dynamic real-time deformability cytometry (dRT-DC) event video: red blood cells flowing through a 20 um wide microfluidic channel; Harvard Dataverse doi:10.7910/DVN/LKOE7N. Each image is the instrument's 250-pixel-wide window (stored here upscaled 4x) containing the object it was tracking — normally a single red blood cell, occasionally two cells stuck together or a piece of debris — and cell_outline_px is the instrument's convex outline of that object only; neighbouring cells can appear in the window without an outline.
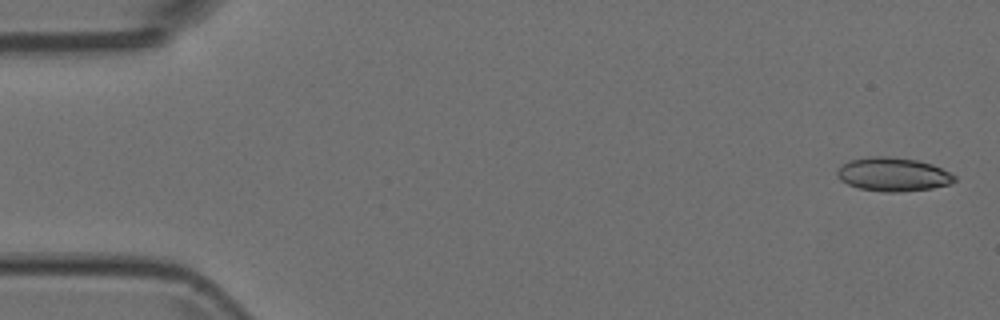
{"species": "Egyptian fruit bat (a non-hibernating species)", "species_latin": "Rousettus aegyptiacus", "temperature_condition": "room temperature", "stored_images_in_passage": 6, "camera_frame_rate_fps": 3000, "um_per_image_px": 0.085, "animal": {"sex": "female"}, "frame": {"image": 1, "passage_image": 1, "time_ms": 0.0, "image_size_px": [1000, 320], "cell_outline_px": [[956, 180], [952, 184], [932, 188], [896, 192], [880, 192], [860, 188], [848, 184], [840, 180], [836, 176], [836, 172], [848, 160], [872, 156], [888, 156], [916, 160], [932, 164], [956, 176]], "centroid_in_image_um": [75.9, 14.83], "position_along_channel_um": 9.1, "area_um2": 23.0}}
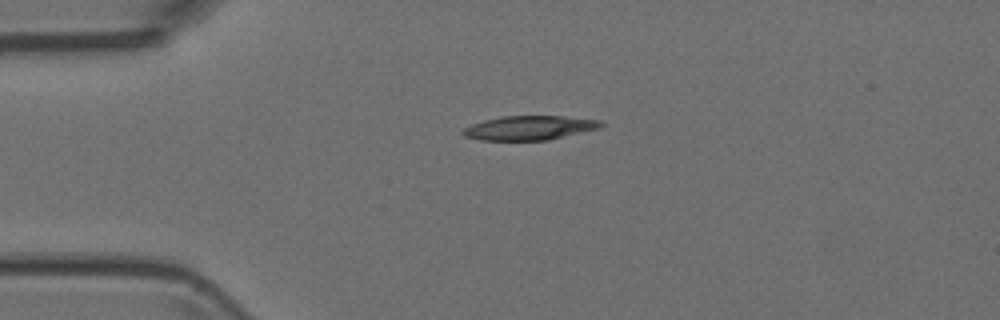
{"frame": {"image": 2, "passage_image": 6, "time_ms": 1.667, "image_size_px": [1000, 320], "cell_outline_px": [[604, 124], [600, 128], [548, 140], [480, 140], [464, 136], [460, 132], [464, 128], [472, 124], [484, 120], [504, 116], [564, 116], [604, 120]], "centroid_in_image_um": [45.03, 10.86], "position_along_channel_um": 40.0, "area_um2": 19.54}}